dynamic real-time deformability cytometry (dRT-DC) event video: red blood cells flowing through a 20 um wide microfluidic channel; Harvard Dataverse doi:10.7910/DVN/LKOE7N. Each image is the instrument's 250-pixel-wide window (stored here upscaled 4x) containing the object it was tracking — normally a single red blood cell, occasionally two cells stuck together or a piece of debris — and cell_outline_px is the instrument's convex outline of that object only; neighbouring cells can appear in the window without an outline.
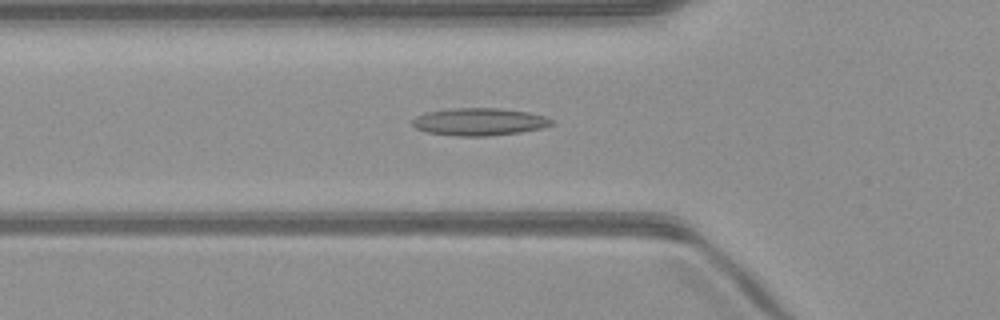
{"species": "common noctule bat (a hibernating species)", "species_latin": "Nyctalus noctula", "temperature_condition": "warm", "stored_images_in_passage": 47, "camera_frame_rate_fps": 3000, "um_per_image_px": 0.085, "animal": {"sex": "male", "body_mass_g": 23.1, "forearm_length_mm": 52.7}, "frame": {"image": 1, "passage_image": 17, "time_ms": 5.333, "image_size_px": [1000, 320], "cell_outline_px": [[556, 124], [544, 128], [520, 132], [488, 136], [460, 136], [424, 132], [416, 128], [412, 124], [412, 120], [416, 116], [424, 112], [448, 108], [500, 108], [528, 112], [544, 116], [556, 120]], "centroid_in_image_um": [40.76, 10.34], "position_along_channel_um": 85.0, "area_um2": 22.66}}
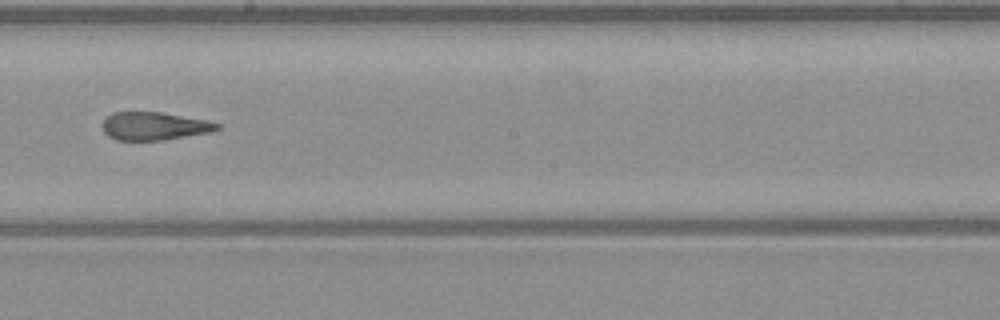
{"frame": {"image": 2, "passage_image": 28, "time_ms": 9.0, "image_size_px": [1000, 320], "cell_outline_px": [[220, 128], [212, 132], [164, 140], [116, 140], [108, 136], [104, 132], [100, 124], [104, 116], [112, 112], [164, 112], [204, 120], [220, 124]], "centroid_in_image_um": [13.05, 10.71], "position_along_channel_um": 235.2, "area_um2": 19.02}}
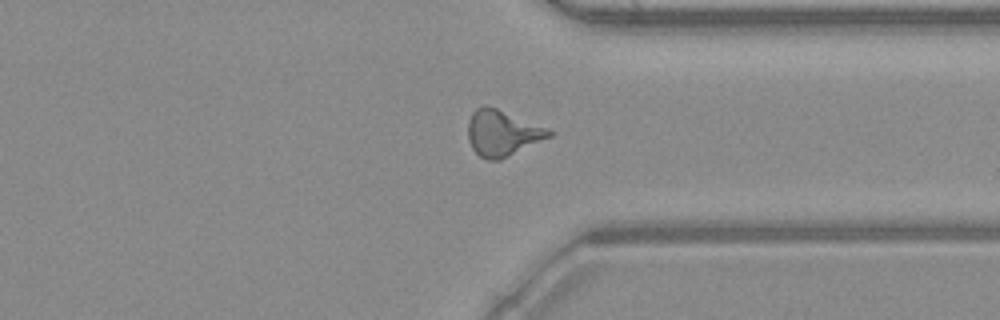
{"frame": {"image": 3, "passage_image": 38, "time_ms": 12.333, "image_size_px": [1000, 320], "cell_outline_px": [[556, 132], [552, 136], [500, 160], [488, 160], [480, 156], [472, 148], [468, 140], [468, 120], [472, 112], [476, 108], [484, 104], [496, 108], [548, 128]], "centroid_in_image_um": [42.7, 11.3], "position_along_channel_um": 368.7, "area_um2": 21.73}, "authors_computed_cell_mechanics": {"area_um2": 20.6346, "velocity_mm_per_s": 4.0672, "shape_relaxation_time_tau1_ms": null, "shape_relaxation_time_tau2_ms": 2.9171, "deformation_change_tau1": null, "deformation_change_tau2": 0.1455}}